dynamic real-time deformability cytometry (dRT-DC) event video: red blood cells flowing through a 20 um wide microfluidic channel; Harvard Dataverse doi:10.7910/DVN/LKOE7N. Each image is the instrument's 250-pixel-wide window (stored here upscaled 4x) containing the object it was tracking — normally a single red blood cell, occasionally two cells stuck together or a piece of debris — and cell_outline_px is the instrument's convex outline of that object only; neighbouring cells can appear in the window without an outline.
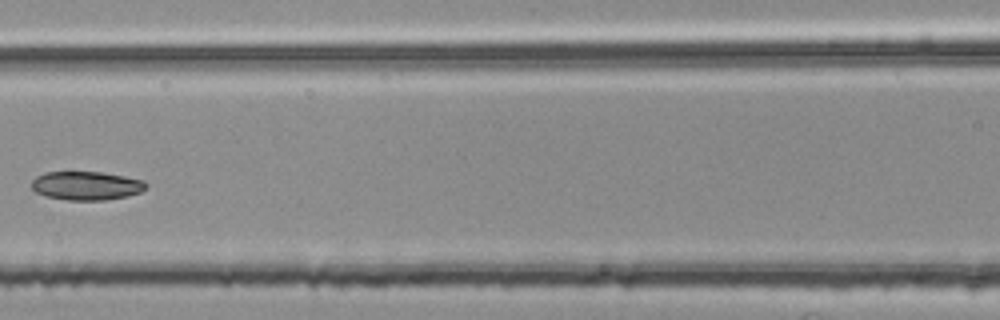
{"species": "common noctule bat (a hibernating species)", "species_latin": "Nyctalus noctula", "temperature_condition": "room temperature", "stored_images_in_passage": 6, "camera_frame_rate_fps": 3000, "um_per_image_px": 0.085, "animal": {"sex": "female", "body_mass_g": 25.1}, "frame": {"image": 1, "passage_image": 6, "time_ms": 1.667, "image_size_px": [1000, 320], "cell_outline_px": [[148, 184], [140, 192], [128, 196], [104, 200], [68, 200], [48, 196], [36, 192], [32, 188], [32, 180], [36, 176], [44, 172], [68, 168], [104, 172], [144, 180]], "centroid_in_image_um": [7.3, 15.72], "position_along_channel_um": 159.3, "area_um2": 19.94}}